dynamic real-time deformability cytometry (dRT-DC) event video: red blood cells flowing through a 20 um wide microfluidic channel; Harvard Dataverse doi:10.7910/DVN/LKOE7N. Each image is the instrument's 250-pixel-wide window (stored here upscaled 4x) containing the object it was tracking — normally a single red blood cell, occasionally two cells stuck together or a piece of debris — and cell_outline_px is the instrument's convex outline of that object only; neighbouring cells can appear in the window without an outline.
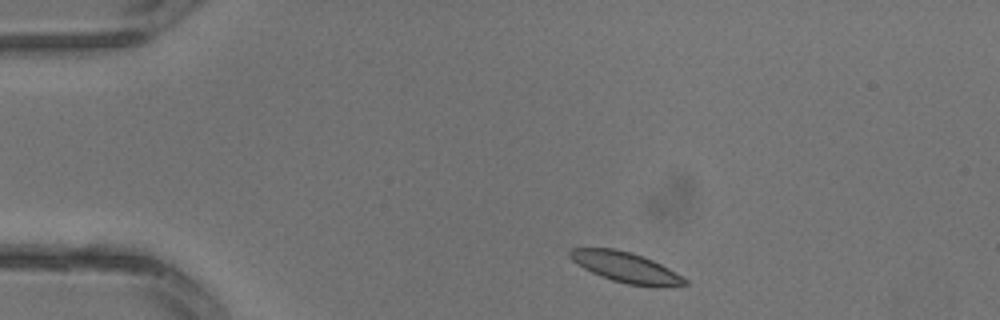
{"species": "common noctule bat (a hibernating species)", "species_latin": "Nyctalus noctula", "temperature_condition": "warm", "stored_images_in_passage": 2, "camera_frame_rate_fps": 3000, "um_per_image_px": 0.085, "animal": {"sex": "male", "body_mass_g": 13.3}, "frame": {"image": 1, "passage_image": 1, "time_ms": 0.0, "image_size_px": [1000, 320], "cell_outline_px": [[688, 284], [628, 284], [612, 280], [600, 276], [584, 268], [572, 260], [568, 256], [568, 252], [572, 248], [616, 248], [632, 252], [644, 256], [668, 268], [688, 280]], "centroid_in_image_um": [53.08, 22.66], "position_along_channel_um": 31.9, "area_um2": 19.59}}